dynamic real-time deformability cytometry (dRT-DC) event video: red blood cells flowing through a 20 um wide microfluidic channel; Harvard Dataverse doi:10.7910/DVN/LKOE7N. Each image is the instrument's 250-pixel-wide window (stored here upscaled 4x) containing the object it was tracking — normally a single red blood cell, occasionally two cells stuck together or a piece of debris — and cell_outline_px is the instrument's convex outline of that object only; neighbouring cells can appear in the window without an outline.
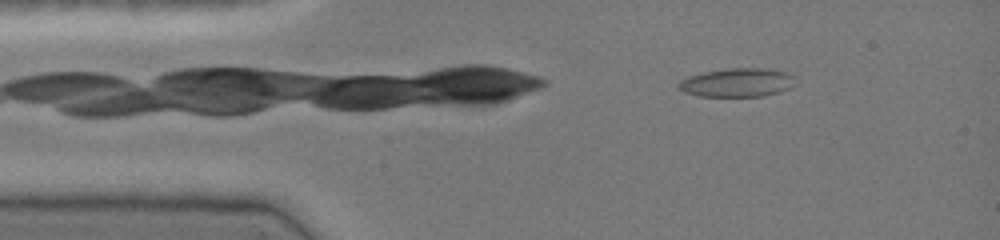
{"species": "common noctule bat (a hibernating species)", "species_latin": "Nyctalus noctula", "temperature_condition": "cold", "stored_images_in_passage": 46, "camera_frame_rate_fps": 3000, "um_per_image_px": 0.085, "animal": {"sex": "female", "body_mass_g": 19.0, "forearm_length_mm": 51.5}, "frame": {"image": 1, "passage_image": 5, "time_ms": 1.333, "image_size_px": [1000, 240], "cell_outline_px": [[796, 84], [792, 88], [780, 92], [764, 96], [700, 96], [684, 92], [676, 88], [676, 84], [680, 80], [688, 76], [704, 72], [732, 68], [764, 68], [788, 72], [792, 76]], "centroid_in_image_um": [62.67, 7.02], "position_along_channel_um": 22.3, "area_um2": 19.71}}
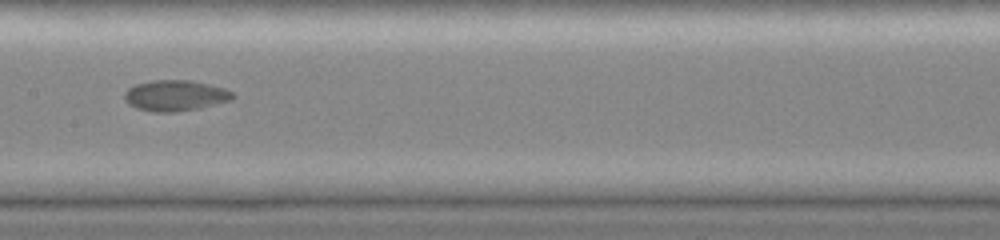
{"frame": {"image": 2, "passage_image": 22, "time_ms": 7.0, "image_size_px": [1000, 240], "cell_outline_px": [[236, 96], [232, 100], [200, 108], [172, 112], [156, 112], [136, 108], [128, 104], [124, 100], [124, 92], [128, 88], [136, 84], [152, 80], [192, 80], [224, 88], [232, 92]], "centroid_in_image_um": [14.89, 8.12], "position_along_channel_um": 192.5, "area_um2": 19.54}}
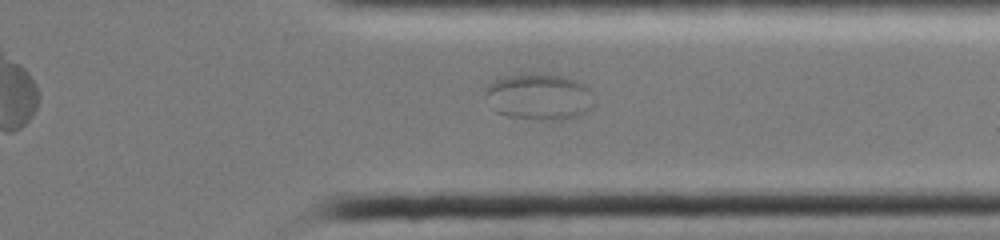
{"frame": {"image": 3, "passage_image": 35, "time_ms": 11.333, "image_size_px": [1000, 240], "cell_outline_px": [[592, 108], [576, 116], [564, 120], [540, 120], [508, 116], [496, 112], [484, 96], [484, 88], [488, 84], [504, 76], [564, 76], [576, 80], [584, 84], [592, 92]], "centroid_in_image_um": [45.81, 8.26], "position_along_channel_um": 365.6, "area_um2": 28.9}}